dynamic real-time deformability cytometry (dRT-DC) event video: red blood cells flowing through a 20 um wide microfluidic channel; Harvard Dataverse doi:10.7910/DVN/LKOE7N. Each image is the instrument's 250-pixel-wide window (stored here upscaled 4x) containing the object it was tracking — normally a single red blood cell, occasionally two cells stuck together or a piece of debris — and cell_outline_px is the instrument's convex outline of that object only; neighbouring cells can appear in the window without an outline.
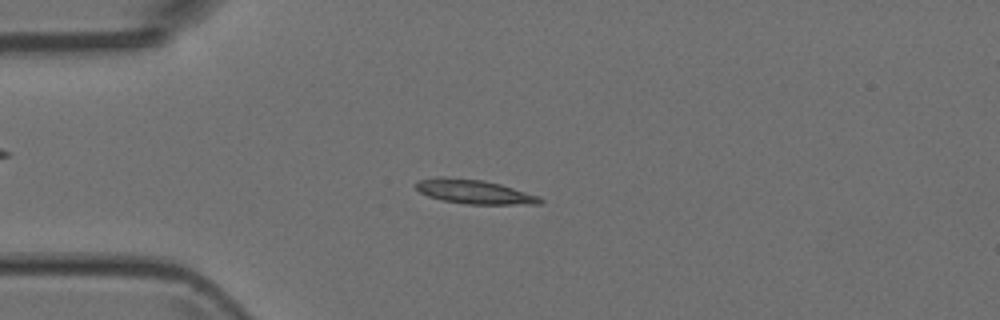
{"species": "Egyptian fruit bat (a non-hibernating species)", "species_latin": "Rousettus aegyptiacus", "temperature_condition": "room temperature", "stored_images_in_passage": 41, "camera_frame_rate_fps": 3000, "um_per_image_px": 0.085, "animal": {"sex": "female"}, "frame": {"image": 1, "passage_image": 3, "time_ms": 0.667, "image_size_px": [1000, 320], "cell_outline_px": [[544, 204], [468, 204], [444, 200], [428, 196], [420, 192], [416, 188], [416, 184], [420, 180], [436, 176], [444, 176], [484, 180], [500, 184], [540, 196], [544, 200]], "centroid_in_image_um": [40.34, 16.29], "position_along_channel_um": 44.7, "area_um2": 17.51}}
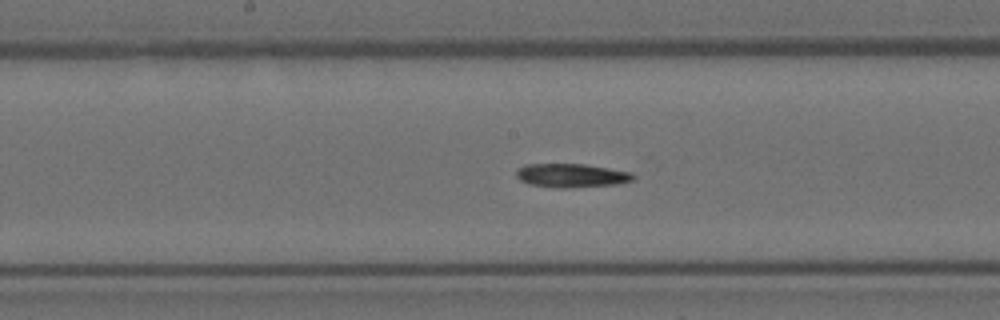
{"frame": {"image": 2, "passage_image": 16, "time_ms": 5.0, "image_size_px": [1000, 320], "cell_outline_px": [[636, 180], [616, 184], [564, 188], [556, 188], [528, 184], [520, 180], [516, 176], [516, 172], [524, 164], [584, 164], [632, 172], [636, 176]], "centroid_in_image_um": [48.59, 14.92], "position_along_channel_um": 199.6, "area_um2": 16.24}}
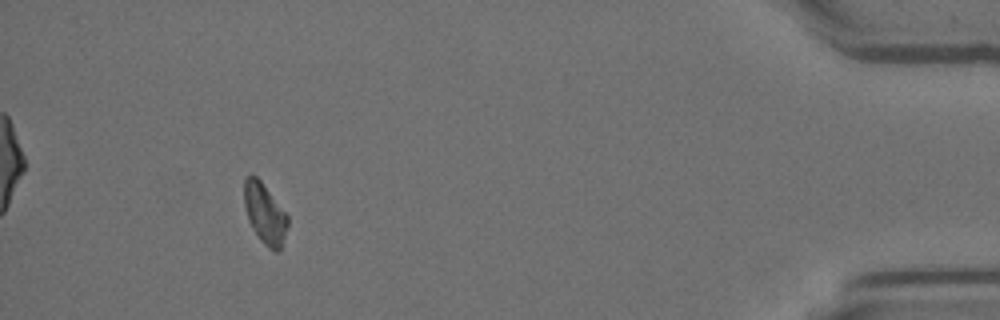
{"frame": {"image": 3, "passage_image": 37, "time_ms": 12.0, "image_size_px": [1000, 320], "cell_outline_px": [[288, 228], [280, 248], [276, 252], [268, 248], [256, 236], [248, 220], [244, 204], [244, 180], [252, 172], [260, 180], [288, 216]], "centroid_in_image_um": [22.49, 18.16], "position_along_channel_um": 412.7, "area_um2": 15.32}}